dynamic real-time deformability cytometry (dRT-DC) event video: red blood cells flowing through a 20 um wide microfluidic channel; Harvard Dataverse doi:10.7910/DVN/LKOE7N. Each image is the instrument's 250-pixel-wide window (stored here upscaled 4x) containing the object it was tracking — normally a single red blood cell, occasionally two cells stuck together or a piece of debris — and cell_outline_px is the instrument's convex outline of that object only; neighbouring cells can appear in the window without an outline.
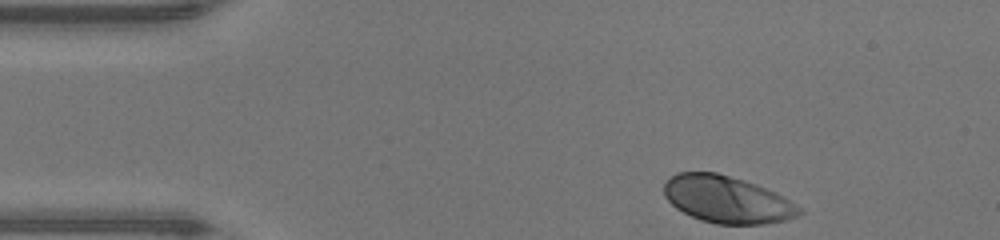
{"species": "human", "species_latin": "Homo sapiens", "temperature_condition": "warm", "stored_images_in_passage": 34, "camera_frame_rate_fps": 3000, "um_per_image_px": 0.085, "donor": {"sex": "male"}, "frame": {"image": 1, "passage_image": 1, "time_ms": 0.0, "image_size_px": [1000, 240], "cell_outline_px": [[804, 212], [796, 216], [784, 220], [764, 224], [716, 224], [700, 220], [676, 208], [664, 196], [664, 184], [676, 172], [716, 172], [744, 180], [756, 184], [776, 192], [784, 196], [804, 208]], "centroid_in_image_um": [61.83, 16.96], "position_along_channel_um": 23.2, "area_um2": 37.22}}
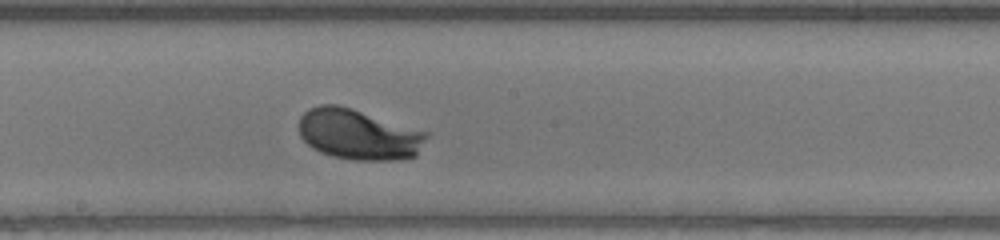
{"frame": {"image": 2, "passage_image": 20, "time_ms": 6.333, "image_size_px": [1000, 240], "cell_outline_px": [[428, 136], [416, 156], [396, 160], [356, 160], [332, 156], [320, 152], [312, 148], [300, 136], [300, 116], [308, 108], [320, 104], [336, 104], [352, 108], [428, 132]], "centroid_in_image_um": [30.47, 11.42], "position_along_channel_um": 217.7, "area_um2": 37.63}}
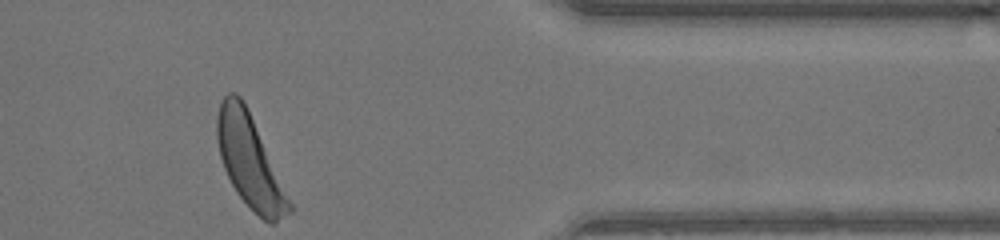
{"frame": {"image": 3, "passage_image": 34, "time_ms": 11.0, "image_size_px": [1000, 240], "cell_outline_px": [[292, 212], [276, 224], [268, 224], [236, 192], [224, 168], [220, 156], [216, 136], [216, 116], [220, 104], [224, 96], [228, 92], [236, 92], [244, 100], [292, 204]], "centroid_in_image_um": [21.22, 13.69], "position_along_channel_um": 390.2, "area_um2": 38.38}, "authors_computed_cell_mechanics": {"area_um2": 36.7897, "velocity_mm_per_s": 4.2516, "shape_relaxation_time_tau1_ms": 1.6925, "shape_relaxation_time_tau2_ms": null, "deformation_change_tau1": 0.1567, "deformation_change_tau2": null}}